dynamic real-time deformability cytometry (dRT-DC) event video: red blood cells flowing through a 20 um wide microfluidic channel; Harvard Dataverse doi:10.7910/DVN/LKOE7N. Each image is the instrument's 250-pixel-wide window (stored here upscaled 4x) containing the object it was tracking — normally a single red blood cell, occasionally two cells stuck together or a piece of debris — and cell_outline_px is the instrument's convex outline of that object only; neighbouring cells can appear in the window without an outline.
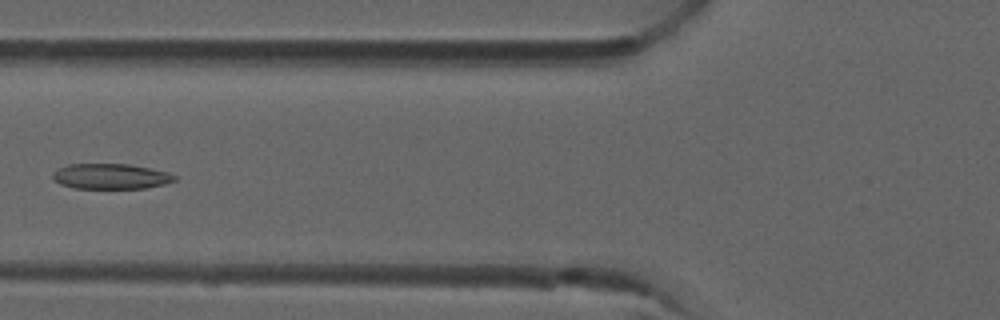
{"species": "common noctule bat (a hibernating species)", "species_latin": "Nyctalus noctula", "temperature_condition": "room temperature", "stored_images_in_passage": 8, "camera_frame_rate_fps": 3000, "um_per_image_px": 0.085, "animal": {"sex": "male", "forearm_length_mm": 52.5}, "frame": {"image": 1, "passage_image": 7, "time_ms": 2.0, "image_size_px": [1000, 320], "cell_outline_px": [[176, 180], [164, 184], [144, 188], [76, 188], [60, 184], [52, 176], [52, 172], [56, 168], [68, 164], [128, 164], [168, 172], [176, 176]], "centroid_in_image_um": [9.38, 14.98], "position_along_channel_um": 116.4, "area_um2": 17.92}}
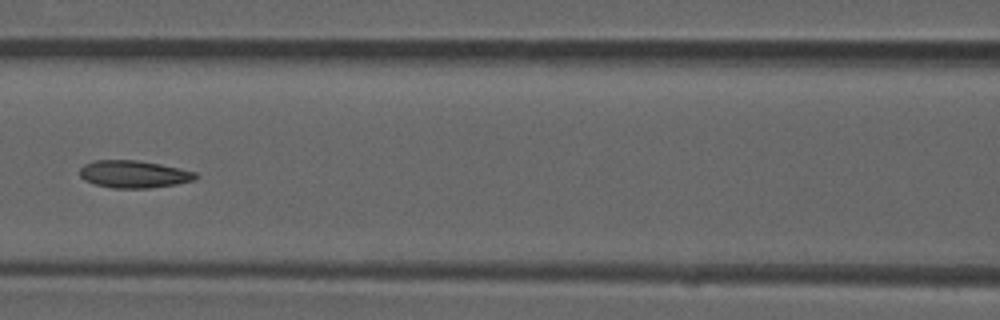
{"frame": {"image": 2, "passage_image": 8, "time_ms": 2.333, "image_size_px": [1000, 320], "cell_outline_px": [[200, 176], [192, 180], [176, 184], [148, 188], [112, 188], [96, 184], [84, 180], [80, 176], [80, 168], [84, 164], [96, 160], [136, 160], [160, 164], [180, 168], [196, 172]], "centroid_in_image_um": [11.37, 14.8], "position_along_channel_um": 155.2, "area_um2": 18.44}}